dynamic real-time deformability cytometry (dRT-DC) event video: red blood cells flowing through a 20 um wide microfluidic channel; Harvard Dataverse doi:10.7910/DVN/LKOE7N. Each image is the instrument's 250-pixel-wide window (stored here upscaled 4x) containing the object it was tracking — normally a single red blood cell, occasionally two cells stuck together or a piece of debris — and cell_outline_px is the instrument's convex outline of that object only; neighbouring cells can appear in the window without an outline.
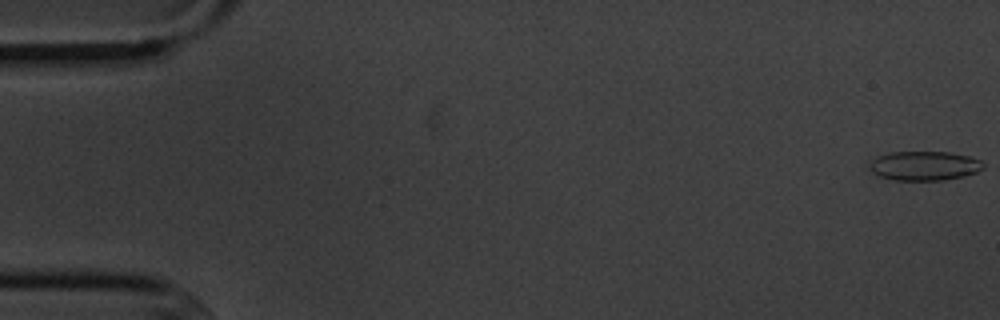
{"species": "common noctule bat (a hibernating species)", "species_latin": "Nyctalus noctula", "temperature_condition": "cold", "stored_images_in_passage": 5, "camera_frame_rate_fps": 3000, "um_per_image_px": 0.085, "animal": {"sex": "male", "body_mass_g": 20.1, "forearm_length_mm": 53.5}, "frame": {"image": 1, "passage_image": 1, "time_ms": 0.0, "image_size_px": [1000, 320], "cell_outline_px": [[984, 168], [976, 172], [944, 180], [896, 180], [880, 176], [872, 172], [868, 168], [868, 164], [876, 156], [892, 152], [948, 152], [968, 156], [980, 160], [984, 164]], "centroid_in_image_um": [78.53, 14.09], "position_along_channel_um": 6.5, "area_um2": 19.31}}
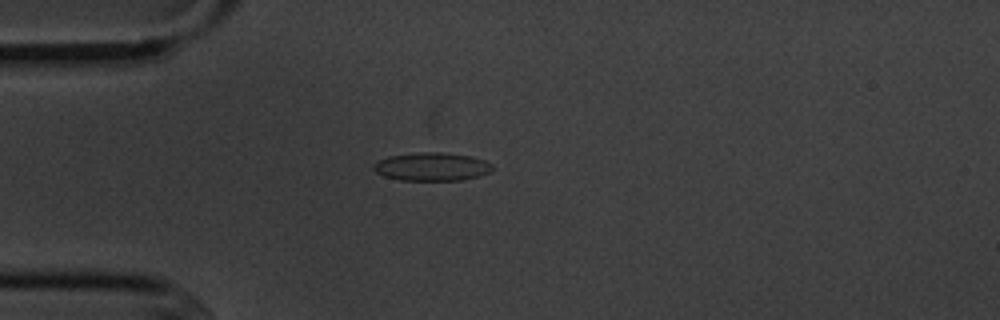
{"frame": {"image": 2, "passage_image": 4, "time_ms": 4.667, "image_size_px": [1000, 320], "cell_outline_px": [[496, 168], [480, 176], [460, 180], [400, 180], [384, 176], [376, 172], [372, 168], [372, 164], [388, 156], [416, 152], [444, 152], [472, 156], [484, 160], [492, 164]], "centroid_in_image_um": [36.72, 14.16], "position_along_channel_um": 48.3, "area_um2": 19.77}}